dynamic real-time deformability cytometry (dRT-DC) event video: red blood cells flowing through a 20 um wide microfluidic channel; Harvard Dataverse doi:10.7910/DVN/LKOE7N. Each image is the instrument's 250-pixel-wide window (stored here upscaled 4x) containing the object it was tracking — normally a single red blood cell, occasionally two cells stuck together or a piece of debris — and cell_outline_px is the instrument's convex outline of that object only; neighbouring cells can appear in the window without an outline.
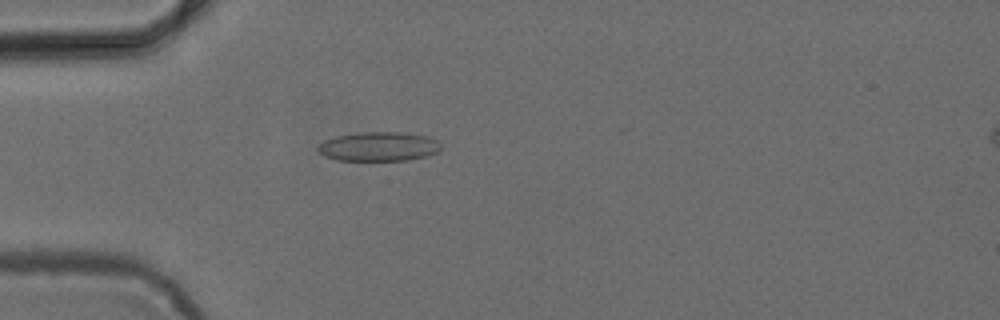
{"species": "common noctule bat (a hibernating species)", "species_latin": "Nyctalus noctula", "temperature_condition": "cold", "stored_images_in_passage": 47, "camera_frame_rate_fps": 3000, "um_per_image_px": 0.085, "animal": {"sex": "female", "body_mass_g": 24.6, "forearm_length_mm": 56.2}, "frame": {"image": 1, "passage_image": 15, "time_ms": 4.667, "image_size_px": [1000, 320], "cell_outline_px": [[440, 148], [436, 152], [428, 156], [408, 160], [336, 160], [324, 156], [316, 148], [324, 140], [336, 136], [356, 132], [400, 132], [428, 136], [436, 140], [440, 144]], "centroid_in_image_um": [32.17, 12.45], "position_along_channel_um": 52.8, "area_um2": 20.98}}
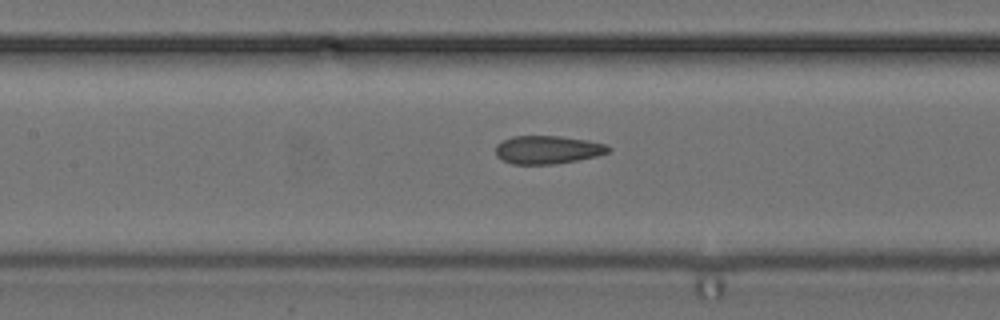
{"frame": {"image": 2, "passage_image": 24, "time_ms": 7.667, "image_size_px": [1000, 320], "cell_outline_px": [[612, 148], [608, 152], [596, 156], [580, 160], [552, 164], [512, 164], [500, 160], [496, 156], [496, 144], [512, 136], [560, 136], [588, 140], [608, 144]], "centroid_in_image_um": [46.55, 12.73], "position_along_channel_um": 160.8, "area_um2": 18.73}}
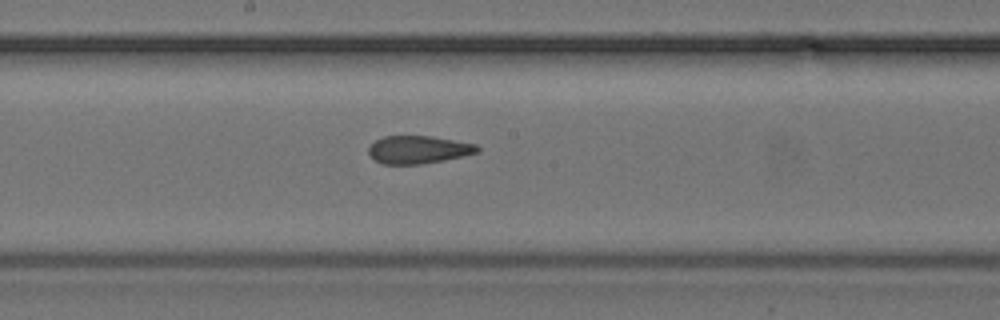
{"frame": {"image": 3, "passage_image": 28, "time_ms": 9.0, "image_size_px": [1000, 320], "cell_outline_px": [[480, 152], [464, 156], [444, 160], [420, 164], [384, 164], [376, 160], [368, 152], [368, 148], [376, 140], [384, 136], [432, 136], [476, 144], [480, 148]], "centroid_in_image_um": [35.6, 12.72], "position_along_channel_um": 212.6, "area_um2": 17.57}}